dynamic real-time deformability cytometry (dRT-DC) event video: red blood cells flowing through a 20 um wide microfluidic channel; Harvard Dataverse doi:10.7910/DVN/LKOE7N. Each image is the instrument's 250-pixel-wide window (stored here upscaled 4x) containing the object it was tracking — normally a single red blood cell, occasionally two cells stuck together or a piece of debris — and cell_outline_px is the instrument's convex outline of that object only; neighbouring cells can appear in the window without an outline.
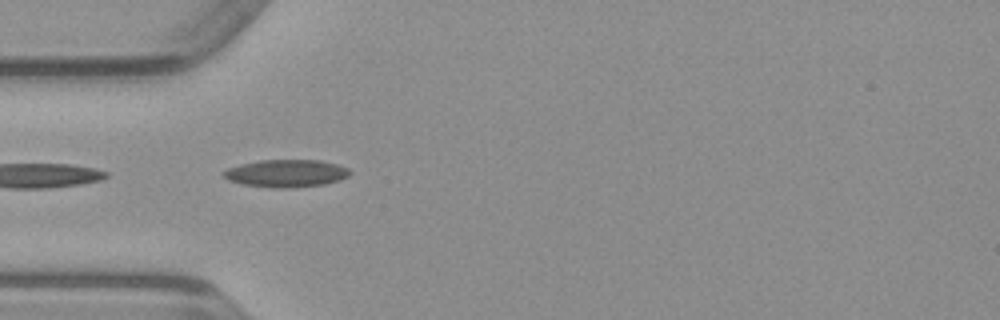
{"species": "common noctule bat (a hibernating species)", "species_latin": "Nyctalus noctula", "temperature_condition": "warm", "stored_images_in_passage": 17, "camera_frame_rate_fps": 3000, "um_per_image_px": 0.085, "animal": {"sex": "male", "body_mass_g": 23.1, "forearm_length_mm": 52.7}, "frame": {"image": 1, "passage_image": 15, "time_ms": 4.667, "image_size_px": [1000, 320], "cell_outline_px": [[352, 172], [348, 176], [340, 180], [324, 184], [284, 188], [272, 188], [244, 184], [228, 180], [220, 172], [228, 168], [240, 164], [260, 160], [320, 160], [336, 164], [348, 168]], "centroid_in_image_um": [24.32, 14.73], "position_along_channel_um": 60.7, "area_um2": 20.23}}